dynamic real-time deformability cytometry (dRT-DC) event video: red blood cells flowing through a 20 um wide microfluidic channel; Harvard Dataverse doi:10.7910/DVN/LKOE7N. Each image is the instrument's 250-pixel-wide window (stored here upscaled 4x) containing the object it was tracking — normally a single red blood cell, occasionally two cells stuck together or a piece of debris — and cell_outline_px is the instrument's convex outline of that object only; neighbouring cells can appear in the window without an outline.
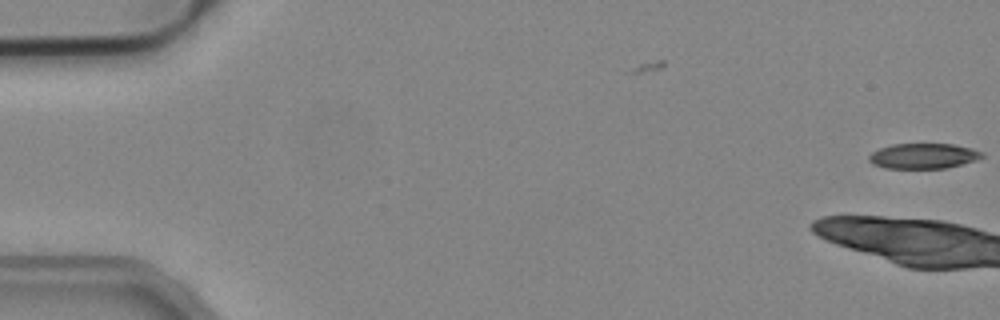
{"species": "common noctule bat (a hibernating species)", "species_latin": "Nyctalus noctula", "temperature_condition": "cold", "stored_images_in_passage": 7, "camera_frame_rate_fps": 3000, "um_per_image_px": 0.085, "animal": {"sex": "male", "body_mass_g": 19.2, "forearm_length_mm": 51.8}, "frame": {"image": 1, "passage_image": 7, "time_ms": 2.0, "image_size_px": [1000, 320], "cell_outline_px": [[984, 156], [976, 160], [948, 168], [884, 168], [872, 164], [868, 160], [868, 156], [872, 152], [880, 148], [892, 144], [952, 144], [972, 148], [984, 152]], "centroid_in_image_um": [78.49, 13.26], "position_along_channel_um": 6.5, "area_um2": 16.76}}